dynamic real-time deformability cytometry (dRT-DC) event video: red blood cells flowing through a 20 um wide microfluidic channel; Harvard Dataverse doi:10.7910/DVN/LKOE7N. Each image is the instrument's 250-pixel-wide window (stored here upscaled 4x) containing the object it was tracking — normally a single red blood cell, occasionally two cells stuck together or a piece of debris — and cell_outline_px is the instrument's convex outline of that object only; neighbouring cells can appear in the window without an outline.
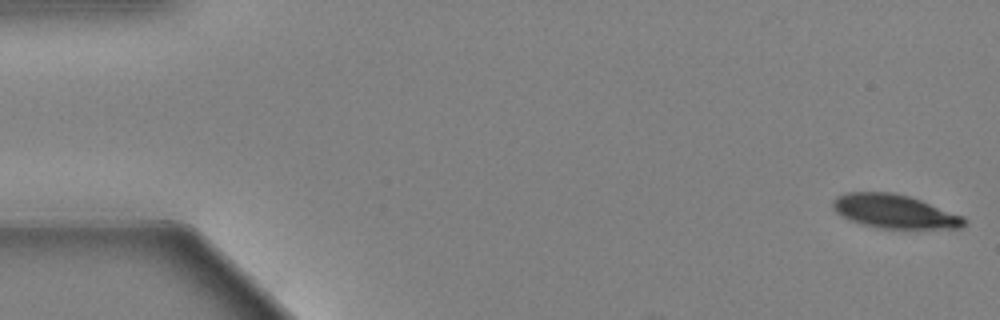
{"species": "Egyptian fruit bat (a non-hibernating species)", "species_latin": "Rousettus aegyptiacus", "temperature_condition": "warm", "stored_images_in_passage": 56, "camera_frame_rate_fps": 3000, "um_per_image_px": 0.085, "animal": {"sex": "female"}, "frame": {"image": 1, "passage_image": 1, "time_ms": 0.0, "image_size_px": [1000, 320], "cell_outline_px": [[968, 224], [960, 228], [880, 228], [864, 224], [852, 220], [836, 212], [832, 208], [832, 200], [836, 196], [844, 192], [892, 192], [908, 196], [920, 200], [964, 216], [968, 220]], "centroid_in_image_um": [76.05, 17.96], "position_along_channel_um": 9.0, "area_um2": 25.72}}
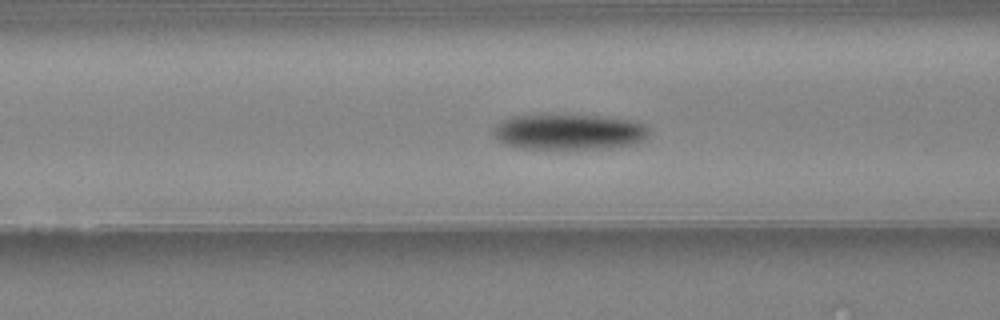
{"frame": {"image": 2, "passage_image": 22, "time_ms": 7.0, "image_size_px": [1000, 320], "cell_outline_px": [[648, 136], [644, 140], [628, 144], [600, 148], [520, 148], [504, 144], [496, 136], [496, 124], [508, 116], [600, 116], [632, 120], [644, 124], [648, 128]], "centroid_in_image_um": [48.37, 11.2], "position_along_channel_um": 118.2, "area_um2": 31.44}}
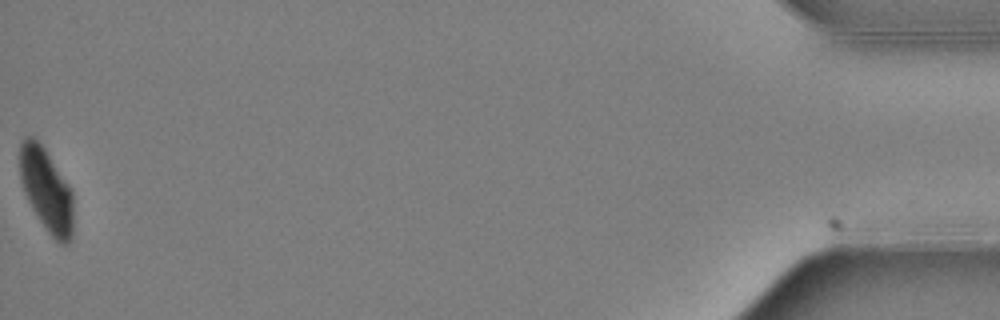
{"frame": {"image": 3, "passage_image": 56, "time_ms": 18.333, "image_size_px": [1000, 320], "cell_outline_px": [[72, 240], [68, 244], [60, 244], [48, 232], [32, 208], [24, 192], [20, 180], [20, 144], [24, 136], [32, 136], [44, 148], [72, 188]], "centroid_in_image_um": [3.95, 16.15], "position_along_channel_um": 431.3, "area_um2": 25.89}}